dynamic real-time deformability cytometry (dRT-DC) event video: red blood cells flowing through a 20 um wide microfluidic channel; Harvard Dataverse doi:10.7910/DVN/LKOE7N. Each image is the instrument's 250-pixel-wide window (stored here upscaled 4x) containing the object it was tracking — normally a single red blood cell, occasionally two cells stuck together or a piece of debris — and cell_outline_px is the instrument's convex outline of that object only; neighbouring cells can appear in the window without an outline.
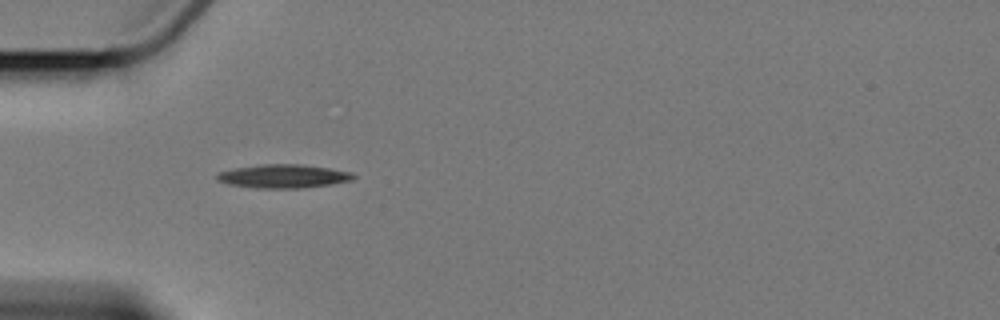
{"species": "Egyptian fruit bat (a non-hibernating species)", "species_latin": "Rousettus aegyptiacus", "temperature_condition": "cold", "stored_images_in_passage": 2, "camera_frame_rate_fps": 3000, "um_per_image_px": 0.085, "animal": {"sex": "female"}, "frame": {"image": 1, "passage_image": 1, "time_ms": 0.0, "image_size_px": [1000, 320], "cell_outline_px": [[356, 176], [352, 180], [332, 184], [300, 188], [260, 188], [228, 184], [216, 180], [216, 176], [220, 172], [236, 168], [260, 164], [304, 164], [352, 172]], "centroid_in_image_um": [24.11, 14.97], "position_along_channel_um": 60.9, "area_um2": 18.67}}